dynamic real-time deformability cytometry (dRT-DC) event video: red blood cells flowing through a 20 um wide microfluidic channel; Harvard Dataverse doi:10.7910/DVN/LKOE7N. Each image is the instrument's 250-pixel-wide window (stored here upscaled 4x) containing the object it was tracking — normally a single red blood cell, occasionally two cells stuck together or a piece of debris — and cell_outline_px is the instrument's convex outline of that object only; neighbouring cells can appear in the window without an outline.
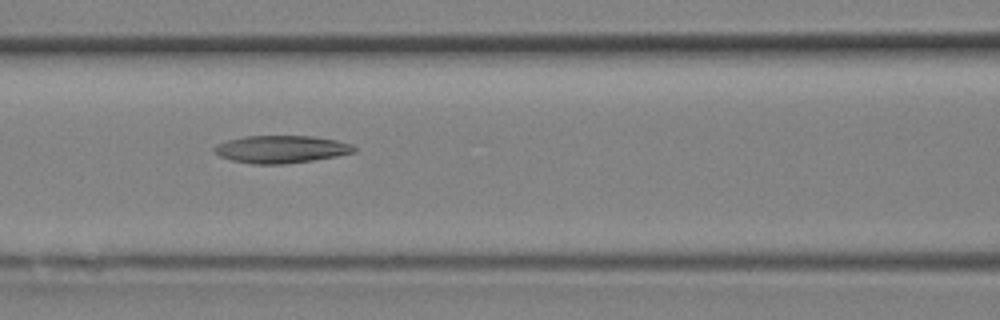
{"species": "Egyptian fruit bat (a non-hibernating species)", "species_latin": "Rousettus aegyptiacus", "temperature_condition": "room temperature", "stored_images_in_passage": 20, "segment_of_instrument_passage": [1, 2], "camera_frame_rate_fps": 3000, "um_per_image_px": 0.085, "animal": {"sex": "female"}, "frame": {"image": 1, "passage_image": 5, "time_ms": 1.333, "image_size_px": [1000, 320], "cell_outline_px": [[356, 152], [336, 156], [312, 160], [284, 164], [252, 164], [232, 160], [220, 156], [212, 148], [216, 144], [228, 140], [244, 136], [312, 136], [336, 140], [352, 144], [356, 148]], "centroid_in_image_um": [23.9, 12.68], "position_along_channel_um": 142.7, "area_um2": 22.37}}
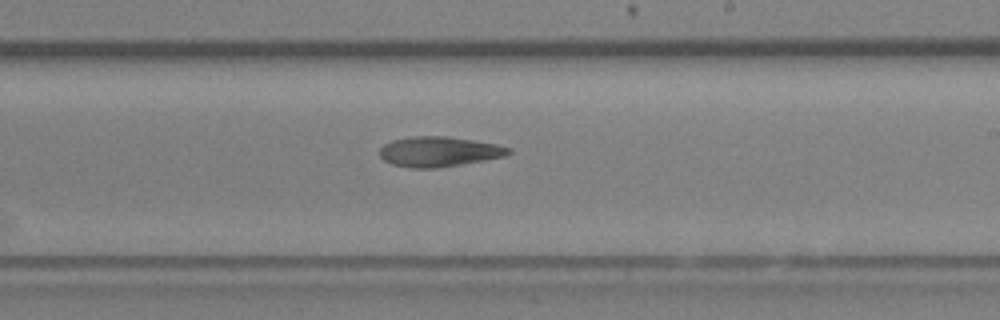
{"frame": {"image": 2, "passage_image": 9, "time_ms": 2.667, "image_size_px": [1000, 320], "cell_outline_px": [[512, 152], [504, 156], [484, 160], [436, 168], [408, 168], [392, 164], [384, 160], [380, 156], [380, 148], [384, 144], [392, 140], [412, 136], [448, 136], [496, 144], [512, 148]], "centroid_in_image_um": [37.29, 12.88], "position_along_channel_um": 251.7, "area_um2": 22.54}}
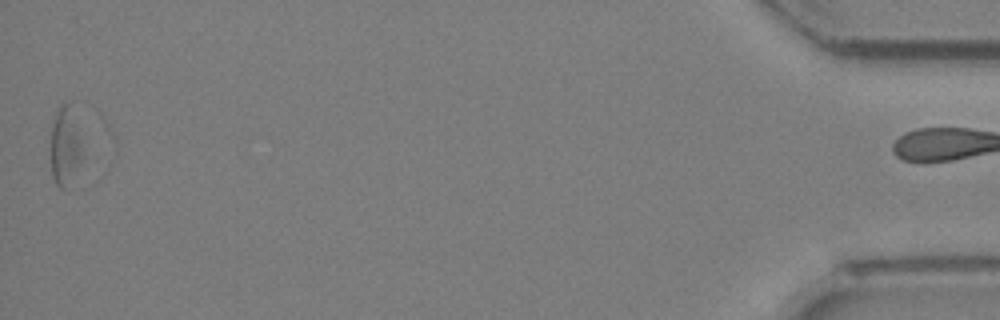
{"frame": {"image": 3, "passage_image": 19, "time_ms": 6.0, "image_size_px": [1000, 320], "cell_outline_px": [[84, 156], [64, 188], [60, 188], [56, 184], [52, 176], [52, 120], [56, 108], [60, 104], [68, 104], [80, 136]], "centroid_in_image_um": [5.53, 12.4], "position_along_channel_um": 429.7, "area_um2": 13.87}}